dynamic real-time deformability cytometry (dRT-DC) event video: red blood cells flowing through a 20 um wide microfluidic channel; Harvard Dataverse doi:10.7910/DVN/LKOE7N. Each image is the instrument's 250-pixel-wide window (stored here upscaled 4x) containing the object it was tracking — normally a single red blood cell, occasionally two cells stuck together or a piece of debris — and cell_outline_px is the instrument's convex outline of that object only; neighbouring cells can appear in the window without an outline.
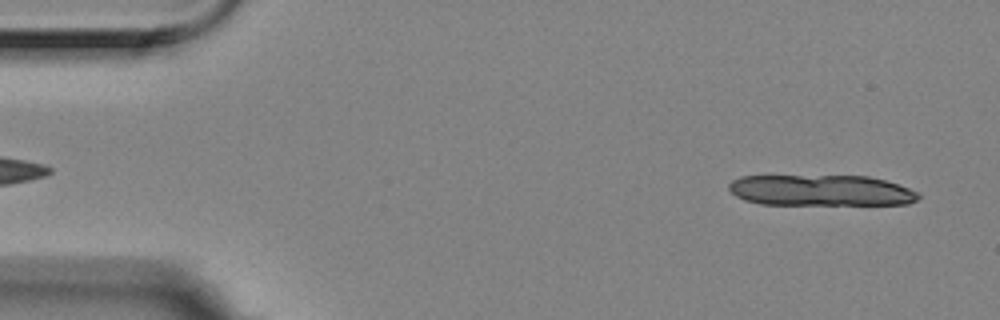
{"species": "Egyptian fruit bat (a non-hibernating species)", "species_latin": "Rousettus aegyptiacus", "temperature_condition": "room temperature", "stored_images_in_passage": 4, "segment_of_instrument_passage": [2, 2], "camera_frame_rate_fps": 3000, "um_per_image_px": 0.085, "animal": {"sex": "female"}, "frame": {"image": 1, "passage_image": 4, "time_ms": 1.0, "image_size_px": [1000, 320], "cell_outline_px": [[920, 196], [916, 200], [908, 204], [760, 204], [744, 200], [736, 196], [728, 188], [728, 184], [732, 180], [740, 176], [868, 176], [884, 180], [920, 192]], "centroid_in_image_um": [69.76, 16.18], "position_along_channel_um": 15.2, "area_um2": 34.16}}